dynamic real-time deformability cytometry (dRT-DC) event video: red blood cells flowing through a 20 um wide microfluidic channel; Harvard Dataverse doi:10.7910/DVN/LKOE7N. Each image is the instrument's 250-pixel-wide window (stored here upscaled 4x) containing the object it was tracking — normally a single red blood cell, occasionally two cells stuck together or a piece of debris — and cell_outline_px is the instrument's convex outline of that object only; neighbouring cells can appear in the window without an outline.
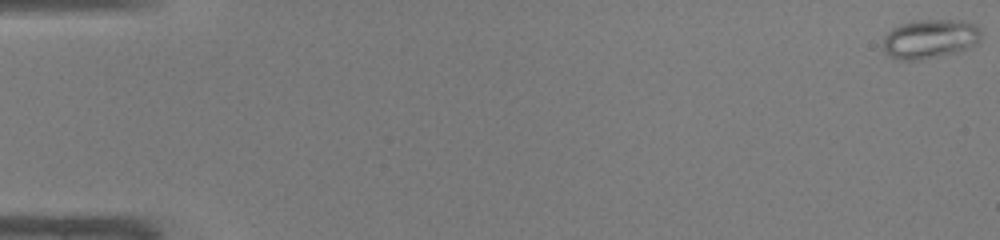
{"species": "common noctule bat (a hibernating species)", "species_latin": "Nyctalus noctula", "temperature_condition": "warm", "stored_images_in_passage": 49, "camera_frame_rate_fps": 3000, "um_per_image_px": 0.085, "animal": {"sex": "male", "body_mass_g": 19.0, "forearm_length_mm": 50.8}, "frame": {"image": 1, "passage_image": 1, "time_ms": 0.0, "image_size_px": [1000, 240], "cell_outline_px": [[980, 44], [956, 52], [916, 60], [900, 60], [884, 52], [884, 36], [892, 28], [900, 24], [916, 20], [960, 20], [972, 24], [980, 28]], "centroid_in_image_um": [79.06, 3.29], "position_along_channel_um": 5.9, "area_um2": 22.25}}
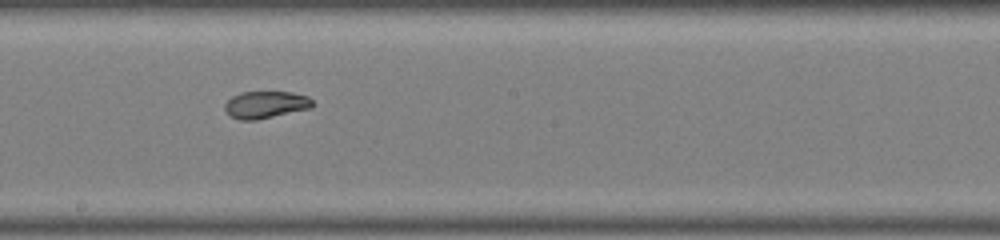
{"frame": {"image": 2, "passage_image": 28, "time_ms": 9.0, "image_size_px": [1000, 240], "cell_outline_px": [[312, 108], [256, 120], [240, 120], [232, 116], [224, 108], [224, 104], [232, 96], [240, 92], [292, 92], [308, 96], [312, 100]], "centroid_in_image_um": [22.59, 8.89], "position_along_channel_um": 225.6, "area_um2": 13.81}}
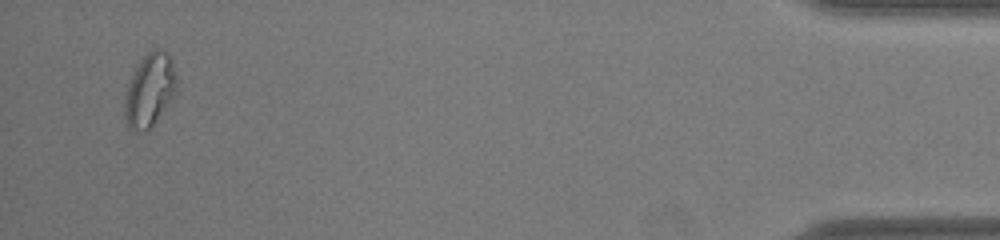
{"frame": {"image": 3, "passage_image": 47, "time_ms": 15.333, "image_size_px": [1000, 240], "cell_outline_px": [[176, 92], [152, 124], [144, 132], [128, 128], [124, 112], [124, 108], [128, 88], [132, 76], [140, 60], [152, 48], [160, 48], [168, 52], [172, 60], [176, 76]], "centroid_in_image_um": [12.74, 7.6], "position_along_channel_um": 422.5, "area_um2": 21.56}, "authors_computed_cell_mechanics": {"area_um2": 17.3978, "velocity_mm_per_s": 4.284, "shape_relaxation_time_tau1_ms": null, "shape_relaxation_time_tau2_ms": 1.0917, "deformation_change_tau1": null, "deformation_change_tau2": 0.0344}}